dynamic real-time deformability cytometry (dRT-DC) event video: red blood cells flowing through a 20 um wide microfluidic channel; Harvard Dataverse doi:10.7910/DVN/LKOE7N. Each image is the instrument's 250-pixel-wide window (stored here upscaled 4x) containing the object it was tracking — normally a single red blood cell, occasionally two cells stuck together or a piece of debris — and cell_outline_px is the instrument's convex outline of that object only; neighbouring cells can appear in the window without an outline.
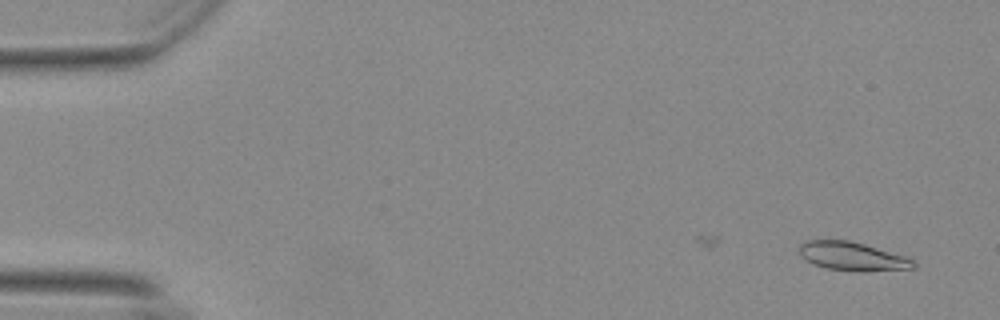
{"species": "Egyptian fruit bat (a non-hibernating species)", "species_latin": "Rousettus aegyptiacus", "temperature_condition": "warm", "stored_images_in_passage": 55, "camera_frame_rate_fps": 3000, "um_per_image_px": 0.085, "animal": {"sex": "female"}, "frame": {"image": 1, "passage_image": 3, "time_ms": 0.667, "image_size_px": [1000, 320], "cell_outline_px": [[916, 268], [828, 268], [816, 264], [800, 256], [800, 244], [804, 240], [848, 240], [864, 244], [904, 256], [916, 260]], "centroid_in_image_um": [72.39, 21.71], "position_along_channel_um": 12.6, "area_um2": 17.63}}
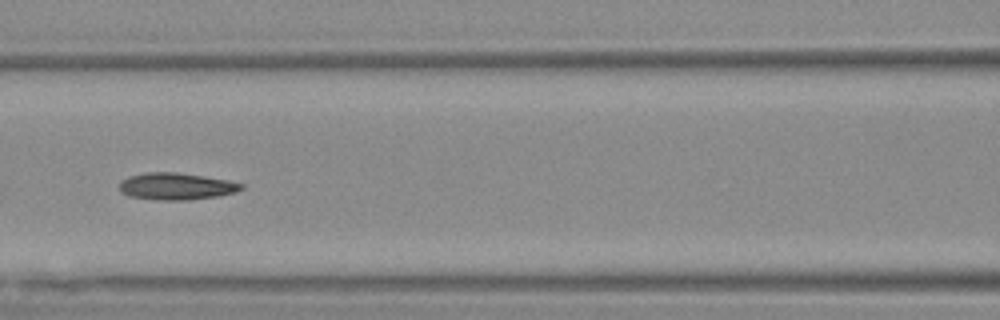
{"frame": {"image": 2, "passage_image": 25, "time_ms": 8.0, "image_size_px": [1000, 320], "cell_outline_px": [[244, 188], [236, 192], [216, 196], [184, 200], [164, 200], [132, 196], [120, 192], [120, 184], [128, 176], [144, 172], [176, 172], [228, 180], [244, 184]], "centroid_in_image_um": [15.0, 15.82], "position_along_channel_um": 151.6, "area_um2": 18.84}}
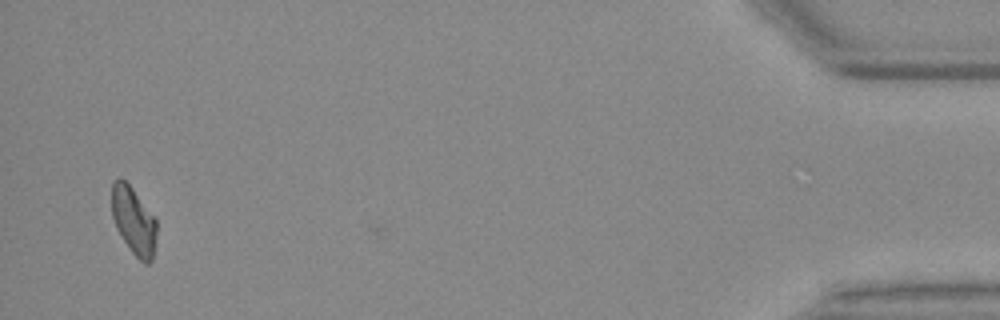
{"frame": {"image": 3, "passage_image": 54, "time_ms": 17.667, "image_size_px": [1000, 320], "cell_outline_px": [[156, 244], [152, 260], [148, 264], [144, 264], [132, 252], [116, 228], [112, 216], [112, 184], [120, 176], [132, 188], [156, 220]], "centroid_in_image_um": [11.36, 18.79], "position_along_channel_um": 423.8, "area_um2": 17.46}, "authors_computed_cell_mechanics": {"area_um2": 18.6116, "velocity_mm_per_s": 3.6768, "shape_relaxation_time_tau1_ms": null, "shape_relaxation_time_tau2_ms": 3.7066, "deformation_change_tau1": null, "deformation_change_tau2": 0.108}}